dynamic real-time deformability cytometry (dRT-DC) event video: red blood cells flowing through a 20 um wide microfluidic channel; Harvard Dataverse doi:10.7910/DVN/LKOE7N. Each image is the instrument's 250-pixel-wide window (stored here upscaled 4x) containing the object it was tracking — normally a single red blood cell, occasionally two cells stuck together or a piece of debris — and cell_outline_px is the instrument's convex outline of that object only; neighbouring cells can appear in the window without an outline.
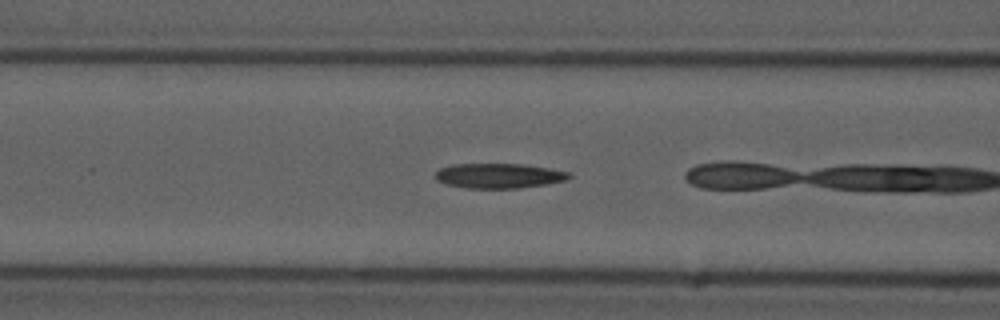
{"species": "common noctule bat (a hibernating species)", "species_latin": "Nyctalus noctula", "temperature_condition": "cold", "stored_images_in_passage": 25, "camera_frame_rate_fps": 3000, "um_per_image_px": 0.085, "animal": {"sex": "male", "forearm_length_mm": 52.5}, "frame": {"image": 1, "passage_image": 15, "time_ms": 4.667, "image_size_px": [1000, 320], "cell_outline_px": [[572, 176], [564, 180], [544, 184], [516, 188], [468, 188], [448, 184], [436, 180], [436, 172], [440, 168], [452, 164], [524, 164], [572, 172]], "centroid_in_image_um": [42.41, 14.93], "position_along_channel_um": 124.2, "area_um2": 19.19}}